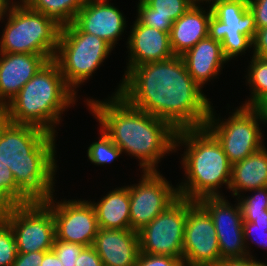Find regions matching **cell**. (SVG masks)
Here are the masks:
<instances>
[{"label": "cell", "mask_w": 267, "mask_h": 266, "mask_svg": "<svg viewBox=\"0 0 267 266\" xmlns=\"http://www.w3.org/2000/svg\"><path fill=\"white\" fill-rule=\"evenodd\" d=\"M120 82L112 94L167 121L176 131L205 127L211 101L188 73L182 56L135 66Z\"/></svg>", "instance_id": "6da1fadb"}, {"label": "cell", "mask_w": 267, "mask_h": 266, "mask_svg": "<svg viewBox=\"0 0 267 266\" xmlns=\"http://www.w3.org/2000/svg\"><path fill=\"white\" fill-rule=\"evenodd\" d=\"M87 109L122 153L138 159L142 171H158L165 154L175 153L176 130L165 120L128 103L121 95L89 97Z\"/></svg>", "instance_id": "7a4b0ae2"}, {"label": "cell", "mask_w": 267, "mask_h": 266, "mask_svg": "<svg viewBox=\"0 0 267 266\" xmlns=\"http://www.w3.org/2000/svg\"><path fill=\"white\" fill-rule=\"evenodd\" d=\"M56 136L32 125L0 123V161L9 167L16 185L32 200H47L55 192Z\"/></svg>", "instance_id": "3957f363"}, {"label": "cell", "mask_w": 267, "mask_h": 266, "mask_svg": "<svg viewBox=\"0 0 267 266\" xmlns=\"http://www.w3.org/2000/svg\"><path fill=\"white\" fill-rule=\"evenodd\" d=\"M183 147L181 165L185 179L177 184L179 197L198 201L224 196L220 188L224 184L229 189L232 164L214 135L206 127L177 130L175 152Z\"/></svg>", "instance_id": "277c9868"}, {"label": "cell", "mask_w": 267, "mask_h": 266, "mask_svg": "<svg viewBox=\"0 0 267 266\" xmlns=\"http://www.w3.org/2000/svg\"><path fill=\"white\" fill-rule=\"evenodd\" d=\"M77 95L54 60L48 61L4 107L10 123L32 125L57 135L62 114L74 107ZM61 120V122H60Z\"/></svg>", "instance_id": "5b68a950"}, {"label": "cell", "mask_w": 267, "mask_h": 266, "mask_svg": "<svg viewBox=\"0 0 267 266\" xmlns=\"http://www.w3.org/2000/svg\"><path fill=\"white\" fill-rule=\"evenodd\" d=\"M4 17L0 53H30L54 60L61 26L22 2H11Z\"/></svg>", "instance_id": "8992f818"}, {"label": "cell", "mask_w": 267, "mask_h": 266, "mask_svg": "<svg viewBox=\"0 0 267 266\" xmlns=\"http://www.w3.org/2000/svg\"><path fill=\"white\" fill-rule=\"evenodd\" d=\"M113 48L103 39L82 32L73 22L61 27L54 61L66 84L76 89L104 63Z\"/></svg>", "instance_id": "52a82bcc"}, {"label": "cell", "mask_w": 267, "mask_h": 266, "mask_svg": "<svg viewBox=\"0 0 267 266\" xmlns=\"http://www.w3.org/2000/svg\"><path fill=\"white\" fill-rule=\"evenodd\" d=\"M236 108L232 115L221 120L212 106L205 124L221 144L231 164L245 159L265 146L260 124H267L259 108L241 105Z\"/></svg>", "instance_id": "ba28073f"}, {"label": "cell", "mask_w": 267, "mask_h": 266, "mask_svg": "<svg viewBox=\"0 0 267 266\" xmlns=\"http://www.w3.org/2000/svg\"><path fill=\"white\" fill-rule=\"evenodd\" d=\"M211 7L208 35L221 42L225 59L246 54L253 48L257 27L255 16L245 0H204ZM208 2V3H207Z\"/></svg>", "instance_id": "9c48e42d"}, {"label": "cell", "mask_w": 267, "mask_h": 266, "mask_svg": "<svg viewBox=\"0 0 267 266\" xmlns=\"http://www.w3.org/2000/svg\"><path fill=\"white\" fill-rule=\"evenodd\" d=\"M0 217L13 230L18 253L52 250L55 223L52 211L42 201L4 209Z\"/></svg>", "instance_id": "30bf717a"}, {"label": "cell", "mask_w": 267, "mask_h": 266, "mask_svg": "<svg viewBox=\"0 0 267 266\" xmlns=\"http://www.w3.org/2000/svg\"><path fill=\"white\" fill-rule=\"evenodd\" d=\"M191 201L178 197L138 231L141 253L183 258L187 205Z\"/></svg>", "instance_id": "8fae6325"}, {"label": "cell", "mask_w": 267, "mask_h": 266, "mask_svg": "<svg viewBox=\"0 0 267 266\" xmlns=\"http://www.w3.org/2000/svg\"><path fill=\"white\" fill-rule=\"evenodd\" d=\"M141 173L140 181L129 186L130 226L137 232L179 197L177 186L170 184L159 170Z\"/></svg>", "instance_id": "7c38bea8"}, {"label": "cell", "mask_w": 267, "mask_h": 266, "mask_svg": "<svg viewBox=\"0 0 267 266\" xmlns=\"http://www.w3.org/2000/svg\"><path fill=\"white\" fill-rule=\"evenodd\" d=\"M54 196L52 194L42 202L52 211L55 238L85 247L92 246L99 227L91 202L78 198L56 201Z\"/></svg>", "instance_id": "4fadbf2b"}, {"label": "cell", "mask_w": 267, "mask_h": 266, "mask_svg": "<svg viewBox=\"0 0 267 266\" xmlns=\"http://www.w3.org/2000/svg\"><path fill=\"white\" fill-rule=\"evenodd\" d=\"M182 259L185 266H214L222 260L213 221L197 201L187 205Z\"/></svg>", "instance_id": "5bb4252c"}, {"label": "cell", "mask_w": 267, "mask_h": 266, "mask_svg": "<svg viewBox=\"0 0 267 266\" xmlns=\"http://www.w3.org/2000/svg\"><path fill=\"white\" fill-rule=\"evenodd\" d=\"M197 202L209 213L213 221L221 259L247 258L239 201L233 206L225 196H217L204 197Z\"/></svg>", "instance_id": "9a60e30c"}, {"label": "cell", "mask_w": 267, "mask_h": 266, "mask_svg": "<svg viewBox=\"0 0 267 266\" xmlns=\"http://www.w3.org/2000/svg\"><path fill=\"white\" fill-rule=\"evenodd\" d=\"M126 17L108 0H85L73 23L85 33L93 34L115 48L126 29Z\"/></svg>", "instance_id": "2e32d148"}, {"label": "cell", "mask_w": 267, "mask_h": 266, "mask_svg": "<svg viewBox=\"0 0 267 266\" xmlns=\"http://www.w3.org/2000/svg\"><path fill=\"white\" fill-rule=\"evenodd\" d=\"M131 27L126 43L129 58L125 72L144 63L164 61L175 56L169 33L145 26L137 19Z\"/></svg>", "instance_id": "e0dca14e"}, {"label": "cell", "mask_w": 267, "mask_h": 266, "mask_svg": "<svg viewBox=\"0 0 267 266\" xmlns=\"http://www.w3.org/2000/svg\"><path fill=\"white\" fill-rule=\"evenodd\" d=\"M47 56L0 53V107H5L48 62Z\"/></svg>", "instance_id": "ac0fdd59"}, {"label": "cell", "mask_w": 267, "mask_h": 266, "mask_svg": "<svg viewBox=\"0 0 267 266\" xmlns=\"http://www.w3.org/2000/svg\"><path fill=\"white\" fill-rule=\"evenodd\" d=\"M103 266H135L140 254L137 231L98 228L92 245Z\"/></svg>", "instance_id": "d6986e66"}, {"label": "cell", "mask_w": 267, "mask_h": 266, "mask_svg": "<svg viewBox=\"0 0 267 266\" xmlns=\"http://www.w3.org/2000/svg\"><path fill=\"white\" fill-rule=\"evenodd\" d=\"M181 56L188 73L201 88L211 80L214 81L224 64L228 63L223 55L221 42L209 35Z\"/></svg>", "instance_id": "ffe728a7"}, {"label": "cell", "mask_w": 267, "mask_h": 266, "mask_svg": "<svg viewBox=\"0 0 267 266\" xmlns=\"http://www.w3.org/2000/svg\"><path fill=\"white\" fill-rule=\"evenodd\" d=\"M197 0L178 20L174 21L170 32V44L174 55L181 56L208 36L209 19L212 11Z\"/></svg>", "instance_id": "44dd1931"}, {"label": "cell", "mask_w": 267, "mask_h": 266, "mask_svg": "<svg viewBox=\"0 0 267 266\" xmlns=\"http://www.w3.org/2000/svg\"><path fill=\"white\" fill-rule=\"evenodd\" d=\"M197 0H139L136 19L143 25L170 34L174 21Z\"/></svg>", "instance_id": "7402d4cb"}, {"label": "cell", "mask_w": 267, "mask_h": 266, "mask_svg": "<svg viewBox=\"0 0 267 266\" xmlns=\"http://www.w3.org/2000/svg\"><path fill=\"white\" fill-rule=\"evenodd\" d=\"M267 187V148L263 146L245 159L232 164L229 190L240 196L251 190ZM242 192V193H241Z\"/></svg>", "instance_id": "603a6c76"}, {"label": "cell", "mask_w": 267, "mask_h": 266, "mask_svg": "<svg viewBox=\"0 0 267 266\" xmlns=\"http://www.w3.org/2000/svg\"><path fill=\"white\" fill-rule=\"evenodd\" d=\"M98 227L102 229H131L129 185L110 190L100 201H91Z\"/></svg>", "instance_id": "cb8c5ba5"}, {"label": "cell", "mask_w": 267, "mask_h": 266, "mask_svg": "<svg viewBox=\"0 0 267 266\" xmlns=\"http://www.w3.org/2000/svg\"><path fill=\"white\" fill-rule=\"evenodd\" d=\"M85 0H26L32 10L43 13L59 26L69 25L82 8Z\"/></svg>", "instance_id": "d4e9b609"}, {"label": "cell", "mask_w": 267, "mask_h": 266, "mask_svg": "<svg viewBox=\"0 0 267 266\" xmlns=\"http://www.w3.org/2000/svg\"><path fill=\"white\" fill-rule=\"evenodd\" d=\"M251 56L245 76L251 94L241 106L259 108L267 100V61L262 57Z\"/></svg>", "instance_id": "484cf974"}, {"label": "cell", "mask_w": 267, "mask_h": 266, "mask_svg": "<svg viewBox=\"0 0 267 266\" xmlns=\"http://www.w3.org/2000/svg\"><path fill=\"white\" fill-rule=\"evenodd\" d=\"M33 202L17 185L12 171L0 161V211Z\"/></svg>", "instance_id": "4316f807"}, {"label": "cell", "mask_w": 267, "mask_h": 266, "mask_svg": "<svg viewBox=\"0 0 267 266\" xmlns=\"http://www.w3.org/2000/svg\"><path fill=\"white\" fill-rule=\"evenodd\" d=\"M98 141L92 142L87 150V157L94 165L104 166L113 163L122 153L111 138L100 127Z\"/></svg>", "instance_id": "83f0119b"}, {"label": "cell", "mask_w": 267, "mask_h": 266, "mask_svg": "<svg viewBox=\"0 0 267 266\" xmlns=\"http://www.w3.org/2000/svg\"><path fill=\"white\" fill-rule=\"evenodd\" d=\"M242 217H243V229H244V242L247 250V255L248 257L254 258V256L251 255L252 253L249 248L251 242L257 244L260 248H262V250L264 249L267 250V212H265V215L242 216ZM249 241L250 244L248 243Z\"/></svg>", "instance_id": "f1b7e54d"}, {"label": "cell", "mask_w": 267, "mask_h": 266, "mask_svg": "<svg viewBox=\"0 0 267 266\" xmlns=\"http://www.w3.org/2000/svg\"><path fill=\"white\" fill-rule=\"evenodd\" d=\"M250 192H252L250 196L244 194L236 197L241 207L242 216L265 215V212H267V187L251 190Z\"/></svg>", "instance_id": "f546056e"}, {"label": "cell", "mask_w": 267, "mask_h": 266, "mask_svg": "<svg viewBox=\"0 0 267 266\" xmlns=\"http://www.w3.org/2000/svg\"><path fill=\"white\" fill-rule=\"evenodd\" d=\"M17 254L13 230L0 217V266H12Z\"/></svg>", "instance_id": "4dcf8cb0"}, {"label": "cell", "mask_w": 267, "mask_h": 266, "mask_svg": "<svg viewBox=\"0 0 267 266\" xmlns=\"http://www.w3.org/2000/svg\"><path fill=\"white\" fill-rule=\"evenodd\" d=\"M84 248L85 246L81 244L64 242L55 238L52 250L63 266H75L77 258Z\"/></svg>", "instance_id": "1f68e13d"}, {"label": "cell", "mask_w": 267, "mask_h": 266, "mask_svg": "<svg viewBox=\"0 0 267 266\" xmlns=\"http://www.w3.org/2000/svg\"><path fill=\"white\" fill-rule=\"evenodd\" d=\"M135 266H185L181 258H174L165 255L139 254Z\"/></svg>", "instance_id": "d6a6232c"}, {"label": "cell", "mask_w": 267, "mask_h": 266, "mask_svg": "<svg viewBox=\"0 0 267 266\" xmlns=\"http://www.w3.org/2000/svg\"><path fill=\"white\" fill-rule=\"evenodd\" d=\"M250 10L255 16L257 29L267 26V0H251L248 2Z\"/></svg>", "instance_id": "836d02e7"}, {"label": "cell", "mask_w": 267, "mask_h": 266, "mask_svg": "<svg viewBox=\"0 0 267 266\" xmlns=\"http://www.w3.org/2000/svg\"><path fill=\"white\" fill-rule=\"evenodd\" d=\"M75 266H103V263L95 248L88 246L81 251Z\"/></svg>", "instance_id": "e575fe53"}, {"label": "cell", "mask_w": 267, "mask_h": 266, "mask_svg": "<svg viewBox=\"0 0 267 266\" xmlns=\"http://www.w3.org/2000/svg\"><path fill=\"white\" fill-rule=\"evenodd\" d=\"M46 252L18 253L12 266H39Z\"/></svg>", "instance_id": "d590c367"}, {"label": "cell", "mask_w": 267, "mask_h": 266, "mask_svg": "<svg viewBox=\"0 0 267 266\" xmlns=\"http://www.w3.org/2000/svg\"><path fill=\"white\" fill-rule=\"evenodd\" d=\"M253 54L256 57H264L267 54V26L257 29L253 39Z\"/></svg>", "instance_id": "8d00e7d4"}, {"label": "cell", "mask_w": 267, "mask_h": 266, "mask_svg": "<svg viewBox=\"0 0 267 266\" xmlns=\"http://www.w3.org/2000/svg\"><path fill=\"white\" fill-rule=\"evenodd\" d=\"M214 266H267V263L257 261L256 258L224 259Z\"/></svg>", "instance_id": "74e56055"}, {"label": "cell", "mask_w": 267, "mask_h": 266, "mask_svg": "<svg viewBox=\"0 0 267 266\" xmlns=\"http://www.w3.org/2000/svg\"><path fill=\"white\" fill-rule=\"evenodd\" d=\"M39 266H63V264L54 251L50 250L44 254L43 260Z\"/></svg>", "instance_id": "f35d334b"}, {"label": "cell", "mask_w": 267, "mask_h": 266, "mask_svg": "<svg viewBox=\"0 0 267 266\" xmlns=\"http://www.w3.org/2000/svg\"><path fill=\"white\" fill-rule=\"evenodd\" d=\"M11 2L9 0H0V21H4V15Z\"/></svg>", "instance_id": "ab89813d"}, {"label": "cell", "mask_w": 267, "mask_h": 266, "mask_svg": "<svg viewBox=\"0 0 267 266\" xmlns=\"http://www.w3.org/2000/svg\"><path fill=\"white\" fill-rule=\"evenodd\" d=\"M263 115L265 116L267 120V100L259 107Z\"/></svg>", "instance_id": "60d3db41"}, {"label": "cell", "mask_w": 267, "mask_h": 266, "mask_svg": "<svg viewBox=\"0 0 267 266\" xmlns=\"http://www.w3.org/2000/svg\"><path fill=\"white\" fill-rule=\"evenodd\" d=\"M5 119L4 108L0 107V123Z\"/></svg>", "instance_id": "b9f144b4"}, {"label": "cell", "mask_w": 267, "mask_h": 266, "mask_svg": "<svg viewBox=\"0 0 267 266\" xmlns=\"http://www.w3.org/2000/svg\"><path fill=\"white\" fill-rule=\"evenodd\" d=\"M10 2H22V3H24L26 0H18V1H15V0H9Z\"/></svg>", "instance_id": "7bdbcfd3"}, {"label": "cell", "mask_w": 267, "mask_h": 266, "mask_svg": "<svg viewBox=\"0 0 267 266\" xmlns=\"http://www.w3.org/2000/svg\"><path fill=\"white\" fill-rule=\"evenodd\" d=\"M263 58L267 61V54Z\"/></svg>", "instance_id": "ee69618b"}]
</instances>
